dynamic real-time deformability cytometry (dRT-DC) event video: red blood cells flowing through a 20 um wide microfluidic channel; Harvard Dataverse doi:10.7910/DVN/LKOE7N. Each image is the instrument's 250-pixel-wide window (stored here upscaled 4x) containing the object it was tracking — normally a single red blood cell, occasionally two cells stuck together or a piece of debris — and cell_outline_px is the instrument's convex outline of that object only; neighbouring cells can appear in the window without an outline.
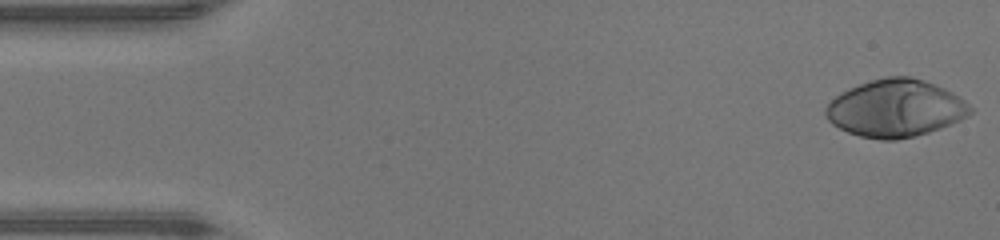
{"species": "human", "species_latin": "Homo sapiens", "temperature_condition": "warm", "stored_images_in_passage": 46, "camera_frame_rate_fps": 3000, "um_per_image_px": 0.085, "donor": {"sex": "male"}, "frame": {"image": 1, "passage_image": 1, "time_ms": 0.0, "image_size_px": [1000, 240], "cell_outline_px": [[972, 112], [968, 116], [960, 120], [940, 128], [928, 132], [896, 140], [880, 140], [860, 136], [848, 132], [832, 124], [828, 120], [824, 112], [824, 108], [840, 92], [860, 84], [872, 80], [888, 76], [908, 76], [924, 80], [944, 88], [952, 92], [964, 100], [972, 108]], "centroid_in_image_um": [76.11, 9.21], "position_along_channel_um": 8.9, "area_um2": 48.09}}
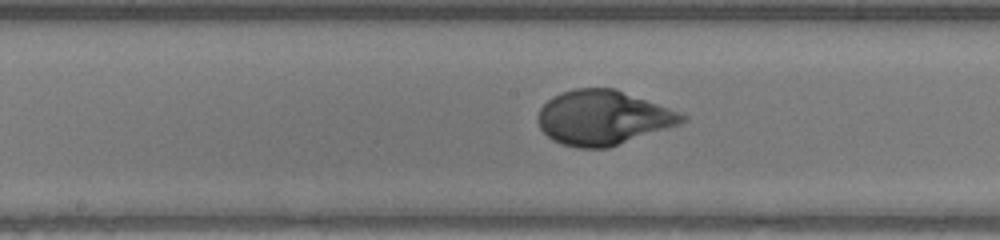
{"frame": {"image": 2, "passage_image": 23, "time_ms": 7.333, "image_size_px": [1000, 240], "cell_outline_px": [[688, 120], [680, 124], [608, 148], [576, 148], [560, 144], [552, 140], [540, 128], [540, 108], [552, 96], [560, 92], [576, 88], [612, 88], [668, 108], [688, 116]], "centroid_in_image_um": [51.24, 10.02], "position_along_channel_um": 197.0, "area_um2": 45.32}}
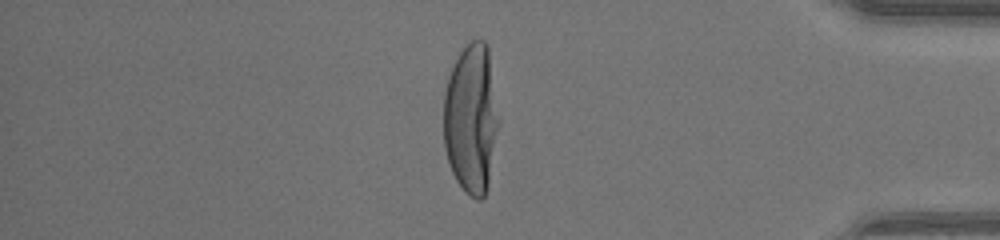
{"frame": {"image": 3, "passage_image": 39, "time_ms": 12.667, "image_size_px": [1000, 240], "cell_outline_px": [[496, 128], [488, 188], [484, 196], [480, 200], [476, 200], [464, 192], [456, 180], [452, 172], [444, 148], [444, 92], [448, 76], [460, 52], [472, 40], [484, 40], [488, 44], [496, 120]], "centroid_in_image_um": [39.99, 10.13], "position_along_channel_um": 395.2, "area_um2": 46.88}, "authors_computed_cell_mechanics": {"area_um2": 46.24, "velocity_mm_per_s": 4.3879, "shape_relaxation_time_tau1_ms": 3.0833, "shape_relaxation_time_tau2_ms": null, "deformation_change_tau1": 0.2483, "deformation_change_tau2": null}}